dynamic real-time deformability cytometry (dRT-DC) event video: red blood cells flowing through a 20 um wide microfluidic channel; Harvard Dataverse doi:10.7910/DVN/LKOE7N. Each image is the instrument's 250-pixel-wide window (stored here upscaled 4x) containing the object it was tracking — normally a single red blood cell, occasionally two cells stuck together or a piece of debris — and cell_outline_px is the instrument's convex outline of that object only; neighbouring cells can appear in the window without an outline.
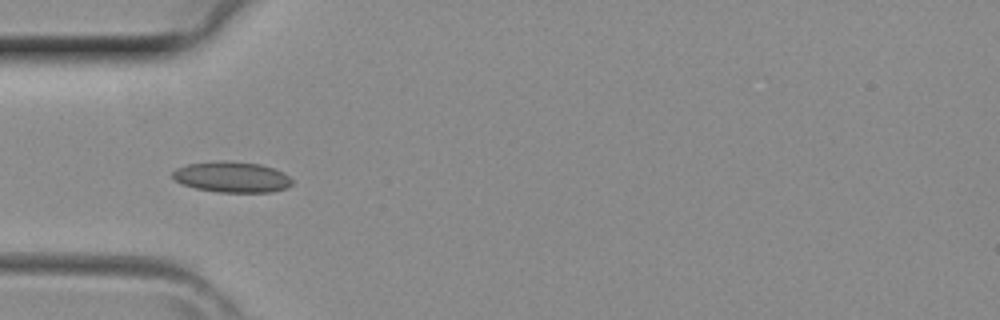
{"species": "common noctule bat (a hibernating species)", "species_latin": "Nyctalus noctula", "temperature_condition": "room temperature", "stored_images_in_passage": 1, "camera_frame_rate_fps": 3000, "um_per_image_px": 0.085, "animal": {"sex": "female", "body_mass_g": 29.2, "forearm_length_mm": 56.3}, "frame": {"image": 1, "passage_image": 1, "time_ms": 0.0, "image_size_px": [1000, 320], "cell_outline_px": [[292, 184], [288, 188], [272, 192], [216, 192], [196, 188], [184, 184], [176, 180], [172, 176], [172, 172], [176, 168], [188, 164], [224, 160], [228, 160], [260, 164], [272, 168], [288, 176], [292, 180]], "centroid_in_image_um": [19.71, 15.05], "position_along_channel_um": 65.3, "area_um2": 21.33}}